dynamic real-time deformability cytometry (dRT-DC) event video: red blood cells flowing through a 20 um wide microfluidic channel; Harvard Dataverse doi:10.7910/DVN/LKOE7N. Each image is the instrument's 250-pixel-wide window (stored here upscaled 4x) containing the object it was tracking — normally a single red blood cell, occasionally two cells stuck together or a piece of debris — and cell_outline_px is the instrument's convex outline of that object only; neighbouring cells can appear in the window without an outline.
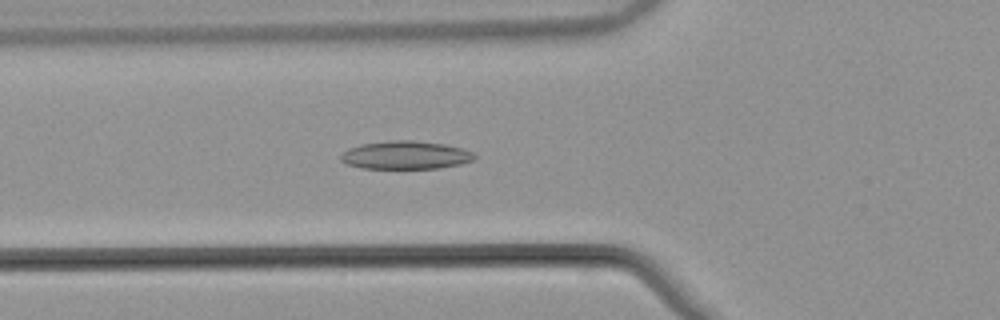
{"species": "common noctule bat (a hibernating species)", "species_latin": "Nyctalus noctula", "temperature_condition": "warm", "stored_images_in_passage": 44, "camera_frame_rate_fps": 3000, "um_per_image_px": 0.085, "animal": {"sex": "male", "body_mass_g": 21.5, "forearm_length_mm": 52.0}, "frame": {"image": 1, "passage_image": 10, "time_ms": 3.0, "image_size_px": [1000, 320], "cell_outline_px": [[476, 156], [472, 160], [460, 164], [440, 168], [364, 168], [348, 164], [340, 160], [340, 156], [348, 148], [360, 144], [392, 140], [412, 140], [444, 144], [464, 148], [476, 152]], "centroid_in_image_um": [34.51, 13.17], "position_along_channel_um": 91.3, "area_um2": 21.96}}
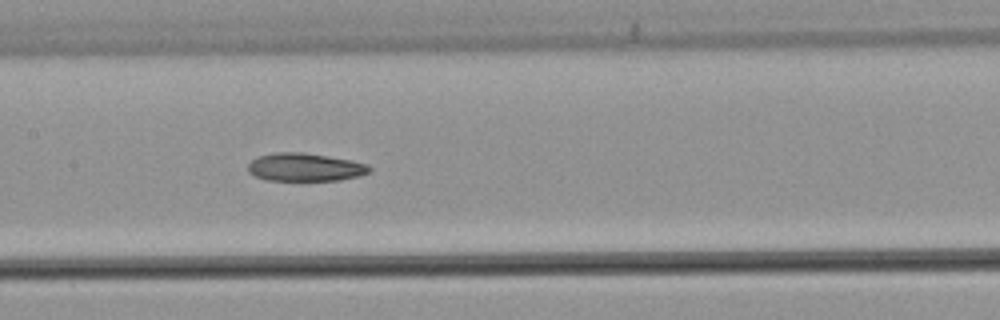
{"frame": {"image": 2, "passage_image": 17, "time_ms": 5.333, "image_size_px": [1000, 320], "cell_outline_px": [[372, 168], [368, 172], [360, 176], [340, 180], [264, 180], [248, 172], [248, 164], [252, 160], [260, 156], [276, 152], [304, 152], [352, 160], [368, 164]], "centroid_in_image_um": [25.94, 14.21], "position_along_channel_um": 181.5, "area_um2": 19.88}}
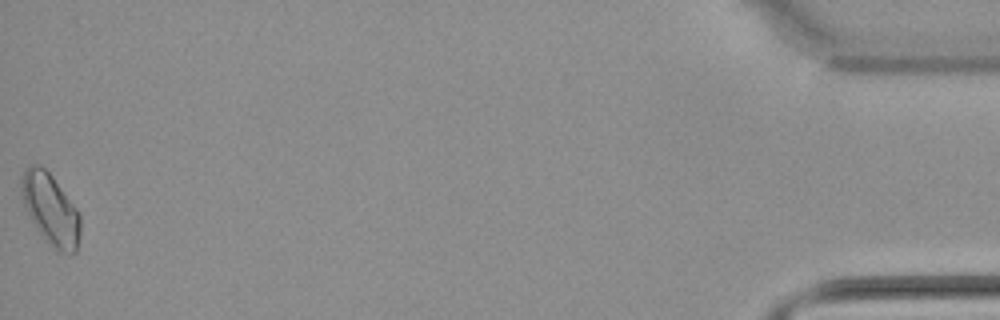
{"frame": {"image": 3, "passage_image": 44, "time_ms": 14.333, "image_size_px": [1000, 320], "cell_outline_px": [[80, 236], [76, 252], [56, 252], [44, 240], [36, 228], [24, 204], [20, 192], [20, 176], [24, 168], [28, 164], [40, 164], [52, 176], [80, 212]], "centroid_in_image_um": [4.28, 17.77], "position_along_channel_um": 430.9, "area_um2": 24.8}}